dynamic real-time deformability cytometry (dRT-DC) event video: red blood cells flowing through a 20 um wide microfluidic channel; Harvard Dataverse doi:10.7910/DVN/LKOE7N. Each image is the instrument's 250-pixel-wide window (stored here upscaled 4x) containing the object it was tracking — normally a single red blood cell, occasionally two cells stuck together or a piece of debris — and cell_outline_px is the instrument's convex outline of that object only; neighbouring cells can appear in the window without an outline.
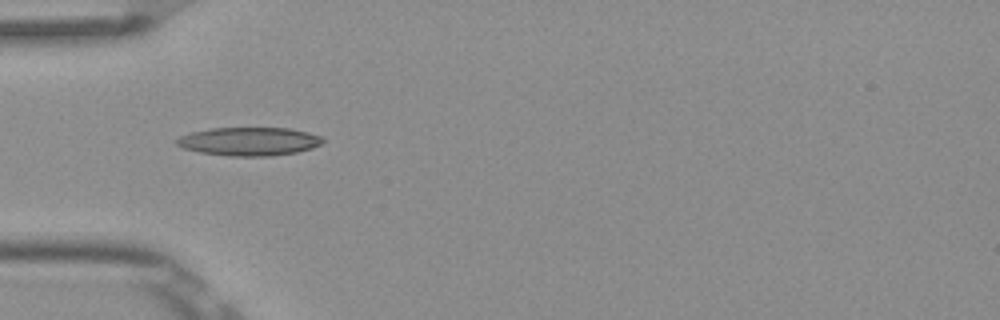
{"species": "Egyptian fruit bat (a non-hibernating species)", "species_latin": "Rousettus aegyptiacus", "temperature_condition": "room temperature", "stored_images_in_passage": 5, "camera_frame_rate_fps": 3000, "um_per_image_px": 0.085, "frame": {"image": 1, "passage_image": 1, "time_ms": 0.0, "image_size_px": [1000, 320], "cell_outline_px": [[324, 140], [320, 144], [312, 148], [296, 152], [272, 156], [228, 156], [200, 152], [184, 148], [176, 144], [176, 140], [180, 136], [192, 132], [212, 128], [288, 128], [308, 132], [324, 136]], "centroid_in_image_um": [21.21, 12.02], "position_along_channel_um": 63.8, "area_um2": 24.16}}
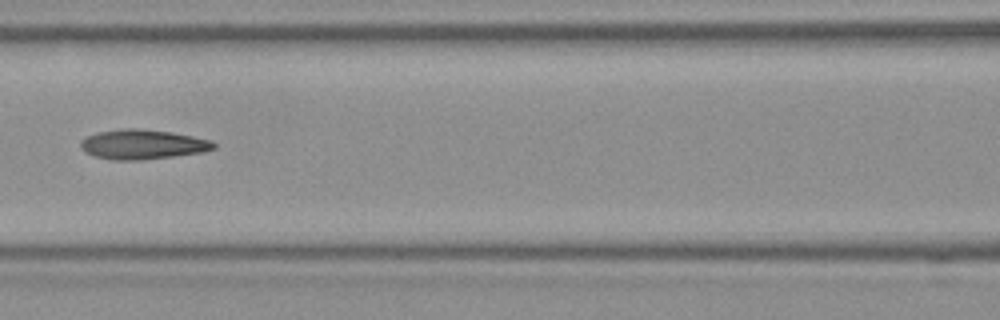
{"frame": {"image": 2, "passage_image": 3, "time_ms": 0.667, "image_size_px": [1000, 320], "cell_outline_px": [[216, 148], [204, 152], [140, 160], [112, 160], [96, 156], [84, 152], [80, 148], [80, 140], [88, 136], [100, 132], [124, 128], [140, 128], [172, 132], [212, 140], [216, 144]], "centroid_in_image_um": [12.14, 12.27], "position_along_channel_um": 154.5, "area_um2": 23.06}}
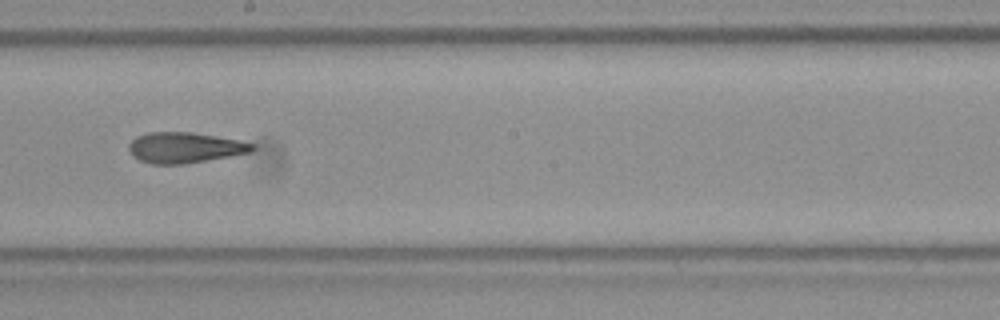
{"frame": {"image": 3, "passage_image": 5, "time_ms": 1.333, "image_size_px": [1000, 320], "cell_outline_px": [[256, 148], [252, 152], [184, 164], [152, 164], [140, 160], [132, 156], [128, 148], [128, 144], [136, 136], [148, 132], [192, 132], [216, 136], [256, 144]], "centroid_in_image_um": [15.69, 12.54], "position_along_channel_um": 232.5, "area_um2": 22.08}}